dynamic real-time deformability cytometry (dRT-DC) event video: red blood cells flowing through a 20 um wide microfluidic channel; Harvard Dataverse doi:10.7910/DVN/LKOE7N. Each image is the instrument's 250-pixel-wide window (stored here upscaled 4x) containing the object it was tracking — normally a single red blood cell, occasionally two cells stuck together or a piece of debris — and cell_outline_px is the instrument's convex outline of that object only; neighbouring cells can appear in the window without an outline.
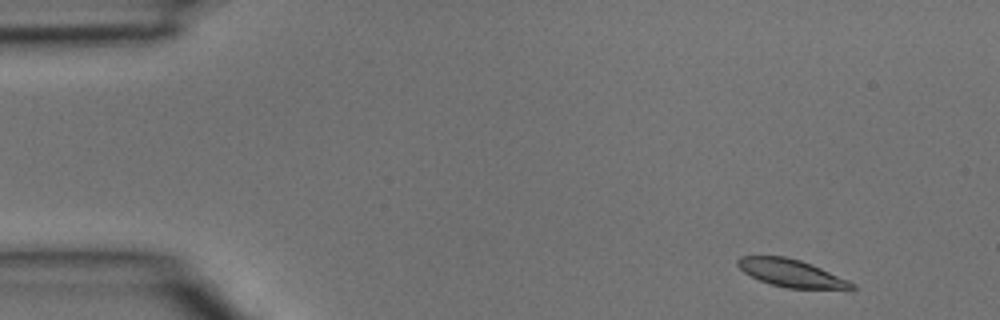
{"species": "common noctule bat (a hibernating species)", "species_latin": "Nyctalus noctula", "temperature_condition": "room temperature", "stored_images_in_passage": 38, "camera_frame_rate_fps": 3000, "um_per_image_px": 0.085, "animal": {"sex": "male", "body_mass_g": 15.6}, "frame": {"image": 1, "passage_image": 2, "time_ms": 0.333, "image_size_px": [1000, 320], "cell_outline_px": [[856, 288], [852, 292], [788, 288], [772, 284], [760, 280], [744, 272], [736, 264], [736, 260], [740, 256], [784, 256], [800, 260], [812, 264], [848, 280], [856, 284]], "centroid_in_image_um": [67.4, 23.27], "position_along_channel_um": 17.6, "area_um2": 18.96}}
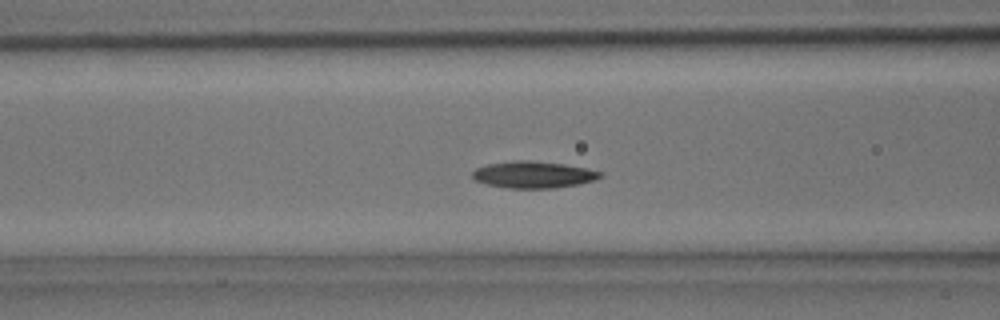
{"frame": {"image": 2, "passage_image": 14, "time_ms": 4.333, "image_size_px": [1000, 320], "cell_outline_px": [[604, 176], [580, 184], [556, 188], [508, 188], [488, 184], [476, 180], [472, 176], [472, 172], [476, 168], [488, 164], [512, 160], [532, 160], [564, 164], [588, 168], [604, 172]], "centroid_in_image_um": [45.38, 14.83], "position_along_channel_um": 121.2, "area_um2": 20.06}}
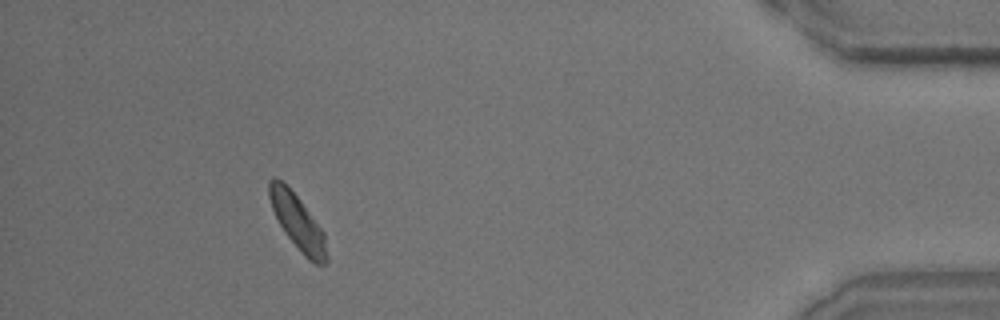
{"frame": {"image": 3, "passage_image": 35, "time_ms": 11.333, "image_size_px": [1000, 320], "cell_outline_px": [[328, 260], [324, 264], [312, 264], [304, 256], [284, 232], [272, 208], [268, 196], [268, 180], [272, 176], [276, 176], [300, 200], [324, 232], [328, 256]], "centroid_in_image_um": [25.3, 18.9], "position_along_channel_um": 409.9, "area_um2": 18.32}}